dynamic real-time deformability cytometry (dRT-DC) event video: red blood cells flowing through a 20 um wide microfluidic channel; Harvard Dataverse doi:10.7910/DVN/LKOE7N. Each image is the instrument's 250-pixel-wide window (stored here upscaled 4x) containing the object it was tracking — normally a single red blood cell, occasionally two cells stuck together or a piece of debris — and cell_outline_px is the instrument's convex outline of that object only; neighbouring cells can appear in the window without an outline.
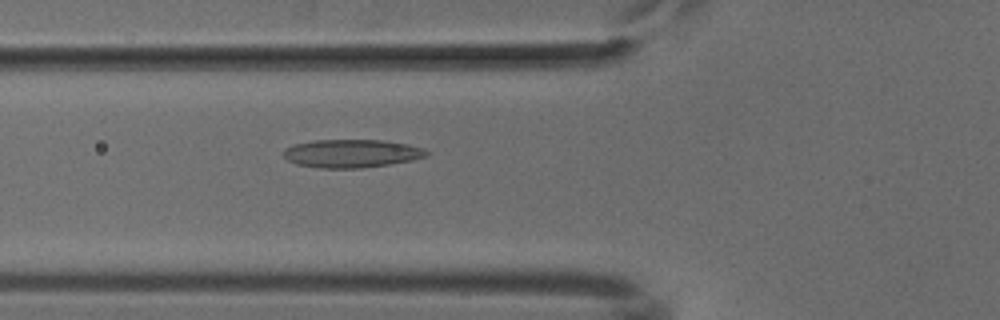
{"species": "common noctule bat (a hibernating species)", "species_latin": "Nyctalus noctula", "temperature_condition": "cold", "stored_images_in_passage": 50, "camera_frame_rate_fps": 3000, "um_per_image_px": 0.085, "animal": {"sex": "male", "body_mass_g": 18.8}, "frame": {"image": 1, "passage_image": 17, "time_ms": 5.333, "image_size_px": [1000, 320], "cell_outline_px": [[428, 156], [412, 160], [388, 164], [360, 168], [320, 168], [296, 164], [288, 160], [284, 156], [284, 148], [296, 144], [312, 140], [384, 140], [408, 144], [424, 148], [428, 152]], "centroid_in_image_um": [29.9, 13.04], "position_along_channel_um": 95.9, "area_um2": 23.47}}
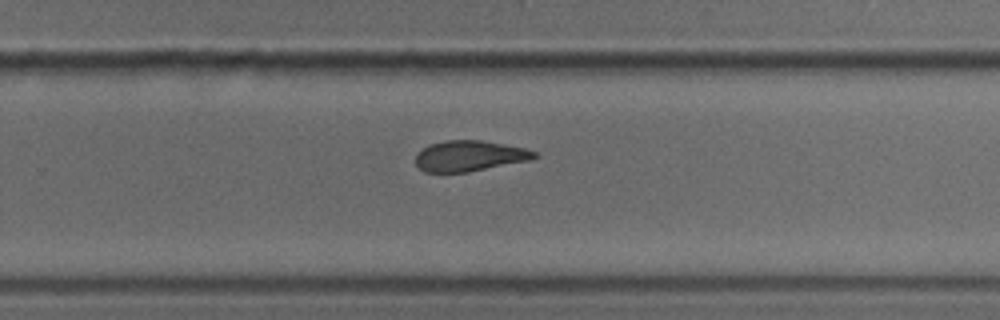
{"frame": {"image": 2, "passage_image": 32, "time_ms": 10.333, "image_size_px": [1000, 320], "cell_outline_px": [[540, 156], [528, 160], [468, 172], [424, 172], [416, 164], [416, 152], [428, 144], [448, 140], [480, 140], [524, 148], [536, 152]], "centroid_in_image_um": [39.86, 13.25], "position_along_channel_um": 289.9, "area_um2": 21.1}}
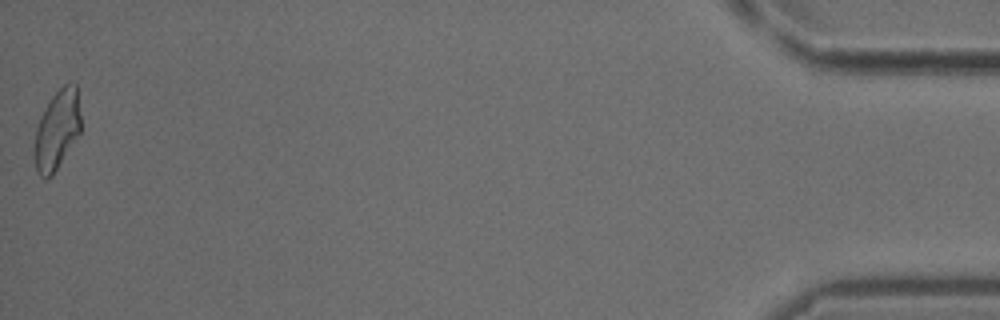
{"frame": {"image": 3, "passage_image": 50, "time_ms": 16.333, "image_size_px": [1000, 320], "cell_outline_px": [[80, 132], [52, 176], [44, 180], [36, 172], [32, 152], [36, 128], [40, 116], [44, 108], [52, 96], [68, 80], [72, 80], [76, 84], [80, 116]], "centroid_in_image_um": [4.81, 11.05], "position_along_channel_um": 430.4, "area_um2": 21.85}}